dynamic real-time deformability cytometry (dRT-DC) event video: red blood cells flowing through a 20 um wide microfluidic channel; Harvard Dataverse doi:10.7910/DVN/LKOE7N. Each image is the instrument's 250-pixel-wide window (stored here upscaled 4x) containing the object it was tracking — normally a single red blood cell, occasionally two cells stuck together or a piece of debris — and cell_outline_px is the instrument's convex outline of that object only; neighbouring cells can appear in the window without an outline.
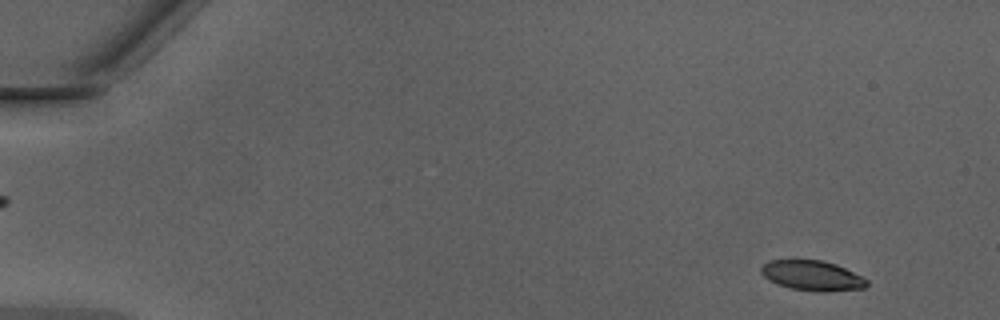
{"species": "Egyptian fruit bat (a non-hibernating species)", "species_latin": "Rousettus aegyptiacus", "temperature_condition": "warm", "stored_images_in_passage": 48, "camera_frame_rate_fps": 3000, "um_per_image_px": 0.085, "animal": {"sex": "male"}, "frame": {"image": 1, "passage_image": 4, "time_ms": 1.0, "image_size_px": [1000, 320], "cell_outline_px": [[868, 284], [864, 288], [828, 292], [820, 292], [792, 288], [768, 280], [760, 272], [760, 268], [768, 260], [796, 256], [820, 260], [836, 264], [864, 276], [868, 280]], "centroid_in_image_um": [69.02, 23.37], "position_along_channel_um": 16.0, "area_um2": 19.31}}
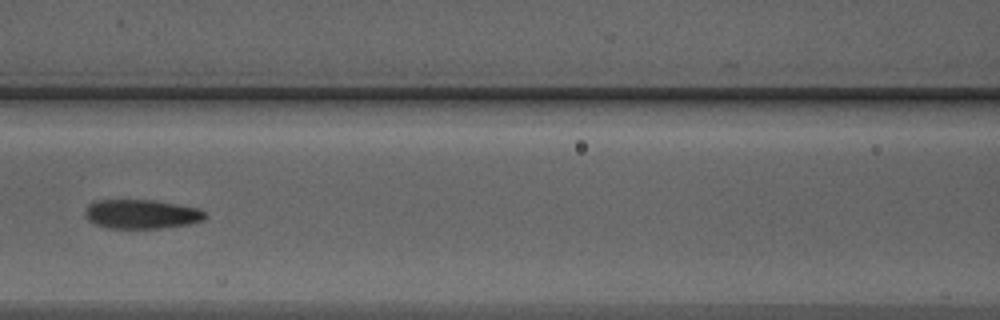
{"frame": {"image": 2, "passage_image": 23, "time_ms": 7.333, "image_size_px": [1000, 320], "cell_outline_px": [[208, 216], [204, 220], [188, 224], [160, 228], [104, 228], [88, 220], [84, 212], [88, 204], [96, 200], [156, 200], [200, 208]], "centroid_in_image_um": [12.03, 18.19], "position_along_channel_um": 154.6, "area_um2": 20.58}}
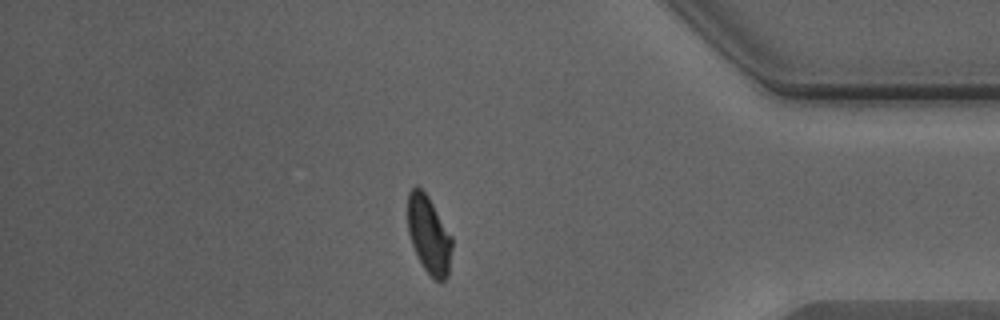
{"frame": {"image": 3, "passage_image": 42, "time_ms": 13.667, "image_size_px": [1000, 320], "cell_outline_px": [[452, 248], [448, 276], [444, 280], [432, 280], [424, 268], [412, 244], [408, 232], [408, 192], [416, 184], [428, 196], [452, 236]], "centroid_in_image_um": [36.46, 19.96], "position_along_channel_um": 398.7, "area_um2": 20.0}, "authors_computed_cell_mechanics": {"area_um2": 20.2589, "velocity_mm_per_s": 4.3116, "shape_relaxation_time_tau1_ms": 2.7939, "shape_relaxation_time_tau2_ms": 1.4146, "deformation_change_tau1": 0.1578, "deformation_change_tau2": 0.0867}}